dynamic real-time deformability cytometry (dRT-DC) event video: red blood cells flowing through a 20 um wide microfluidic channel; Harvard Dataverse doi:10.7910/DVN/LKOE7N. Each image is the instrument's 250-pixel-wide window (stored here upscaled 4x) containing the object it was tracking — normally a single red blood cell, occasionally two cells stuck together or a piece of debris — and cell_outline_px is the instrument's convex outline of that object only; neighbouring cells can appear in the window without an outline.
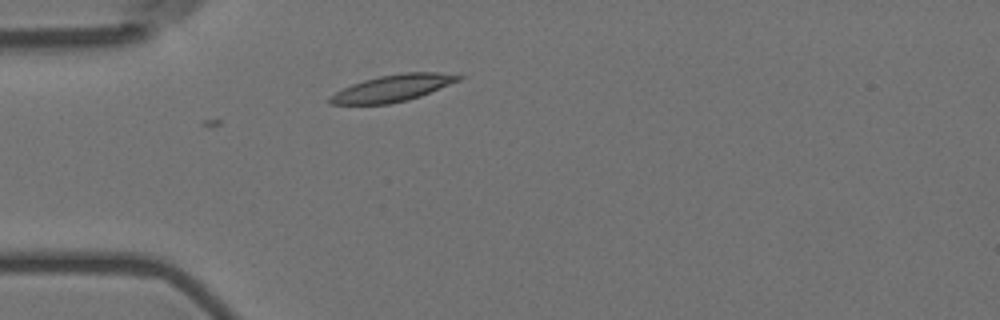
{"species": "Egyptian fruit bat (a non-hibernating species)", "species_latin": "Rousettus aegyptiacus", "temperature_condition": "room temperature", "stored_images_in_passage": 4, "camera_frame_rate_fps": 3000, "um_per_image_px": 0.085, "animal": {"sex": "female"}, "frame": {"image": 1, "passage_image": 4, "time_ms": 1.0, "image_size_px": [1000, 320], "cell_outline_px": [[464, 76], [460, 80], [420, 96], [408, 100], [388, 104], [328, 104], [328, 96], [352, 84], [364, 80], [380, 76], [404, 72], [440, 72]], "centroid_in_image_um": [33.37, 7.49], "position_along_channel_um": 51.6, "area_um2": 19.88}}